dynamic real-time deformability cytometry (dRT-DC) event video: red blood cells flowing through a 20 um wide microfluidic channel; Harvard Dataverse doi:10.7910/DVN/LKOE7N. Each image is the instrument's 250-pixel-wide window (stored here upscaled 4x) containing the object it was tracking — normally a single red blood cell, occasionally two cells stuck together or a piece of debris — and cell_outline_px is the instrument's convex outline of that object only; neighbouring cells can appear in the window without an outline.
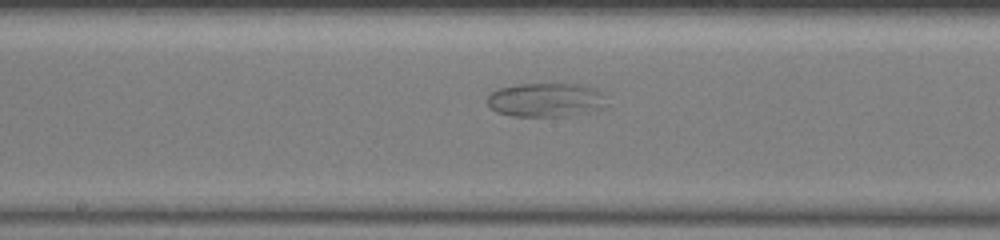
{"species": "common noctule bat (a hibernating species)", "species_latin": "Nyctalus noctula", "temperature_condition": "warm", "stored_images_in_passage": 68, "camera_frame_rate_fps": 3000, "um_per_image_px": 0.085, "animal": {"sex": "female", "body_mass_g": 19.5, "forearm_length_mm": 54.1}, "frame": {"image": 1, "passage_image": 39, "time_ms": 12.667, "image_size_px": [1000, 240], "cell_outline_px": [[608, 104], [604, 108], [584, 112], [560, 116], [512, 116], [496, 112], [488, 104], [488, 96], [492, 92], [500, 88], [516, 84], [576, 84], [592, 88], [600, 92]], "centroid_in_image_um": [46.37, 8.49], "position_along_channel_um": 201.8, "area_um2": 23.29}}
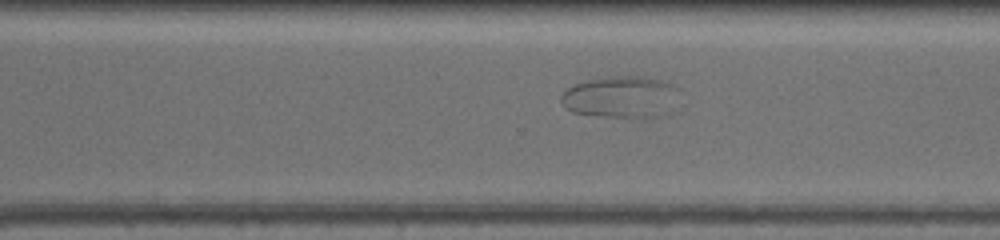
{"frame": {"image": 2, "passage_image": 50, "time_ms": 16.333, "image_size_px": [1000, 240], "cell_outline_px": [[680, 88], [672, 112], [668, 116], [604, 116], [572, 112], [564, 108], [560, 100], [560, 96], [568, 88], [576, 84], [588, 80], [616, 76], [640, 76], [660, 80], [672, 84]], "centroid_in_image_um": [52.83, 8.24], "position_along_channel_um": 317.8, "area_um2": 28.73}}
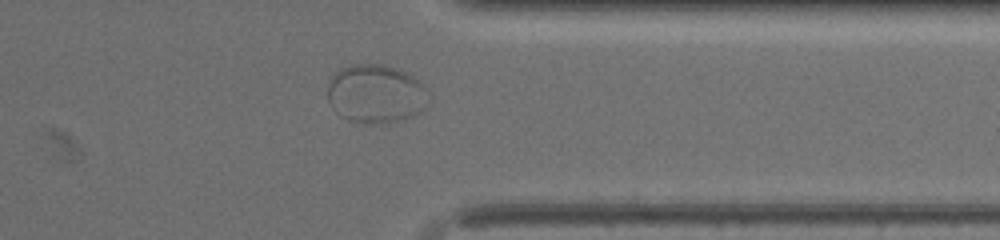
{"frame": {"image": 3, "passage_image": 56, "time_ms": 18.333, "image_size_px": [1000, 240], "cell_outline_px": [[420, 108], [416, 112], [400, 120], [384, 124], [356, 124], [340, 116], [328, 104], [328, 84], [336, 72], [340, 68], [352, 64], [384, 64], [396, 68], [412, 76], [420, 84]], "centroid_in_image_um": [31.74, 7.98], "position_along_channel_um": 379.7, "area_um2": 33.47}}